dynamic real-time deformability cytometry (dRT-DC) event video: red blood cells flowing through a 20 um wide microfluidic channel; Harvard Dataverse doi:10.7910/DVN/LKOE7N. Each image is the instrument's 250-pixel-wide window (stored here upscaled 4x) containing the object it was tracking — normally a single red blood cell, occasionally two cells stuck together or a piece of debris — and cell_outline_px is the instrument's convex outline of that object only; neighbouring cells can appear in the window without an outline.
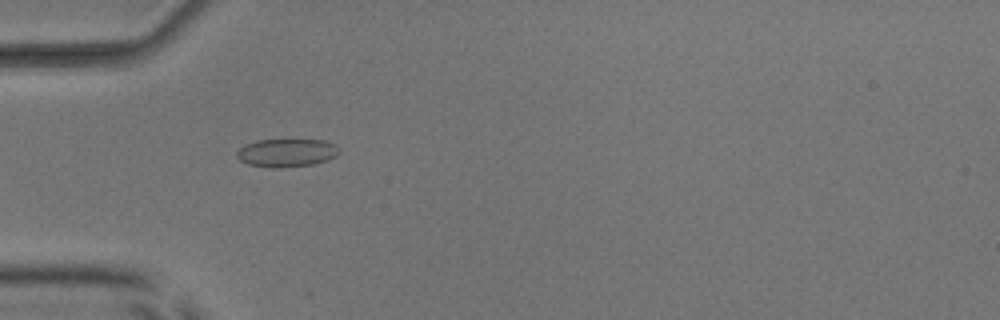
{"species": "common noctule bat (a hibernating species)", "species_latin": "Nyctalus noctula", "temperature_condition": "room temperature", "stored_images_in_passage": 37, "camera_frame_rate_fps": 3000, "um_per_image_px": 0.085, "animal": {"sex": "male", "body_mass_g": 17.9, "forearm_length_mm": 54.2}, "frame": {"image": 1, "passage_image": 2, "time_ms": 0.333, "image_size_px": [1000, 320], "cell_outline_px": [[340, 152], [336, 156], [328, 160], [312, 164], [284, 168], [272, 168], [248, 164], [240, 160], [236, 156], [236, 152], [244, 144], [256, 140], [324, 140], [336, 144], [340, 148]], "centroid_in_image_um": [24.38, 12.99], "position_along_channel_um": 60.6, "area_um2": 16.99}}
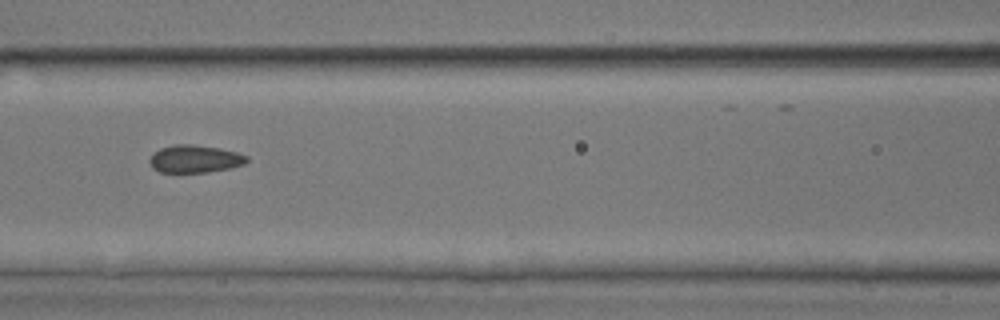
{"frame": {"image": 2, "passage_image": 9, "time_ms": 2.667, "image_size_px": [1000, 320], "cell_outline_px": [[248, 160], [244, 164], [228, 168], [208, 172], [160, 172], [152, 168], [148, 160], [152, 152], [160, 148], [176, 144], [192, 144], [220, 148], [236, 152], [248, 156]], "centroid_in_image_um": [16.52, 13.5], "position_along_channel_um": 150.1, "area_um2": 15.72}}
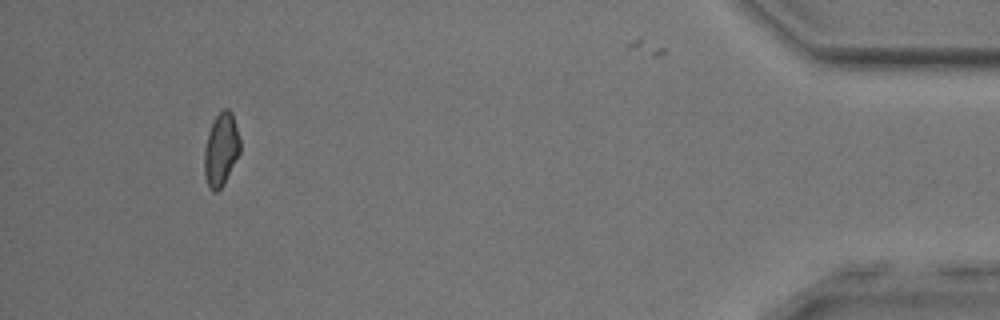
{"frame": {"image": 3, "passage_image": 34, "time_ms": 11.0, "image_size_px": [1000, 320], "cell_outline_px": [[240, 152], [224, 184], [216, 192], [212, 192], [204, 176], [204, 148], [208, 132], [216, 116], [224, 108], [228, 108], [232, 112], [240, 140]], "centroid_in_image_um": [18.78, 12.72], "position_along_channel_um": 416.4, "area_um2": 15.2}, "authors_computed_cell_mechanics": {"area_um2": 15.7216, "velocity_mm_per_s": 4.0029, "shape_relaxation_time_tau1_ms": 4.6764, "shape_relaxation_time_tau2_ms": 1.5862, "deformation_change_tau1": 0.084, "deformation_change_tau2": 0.0596}}